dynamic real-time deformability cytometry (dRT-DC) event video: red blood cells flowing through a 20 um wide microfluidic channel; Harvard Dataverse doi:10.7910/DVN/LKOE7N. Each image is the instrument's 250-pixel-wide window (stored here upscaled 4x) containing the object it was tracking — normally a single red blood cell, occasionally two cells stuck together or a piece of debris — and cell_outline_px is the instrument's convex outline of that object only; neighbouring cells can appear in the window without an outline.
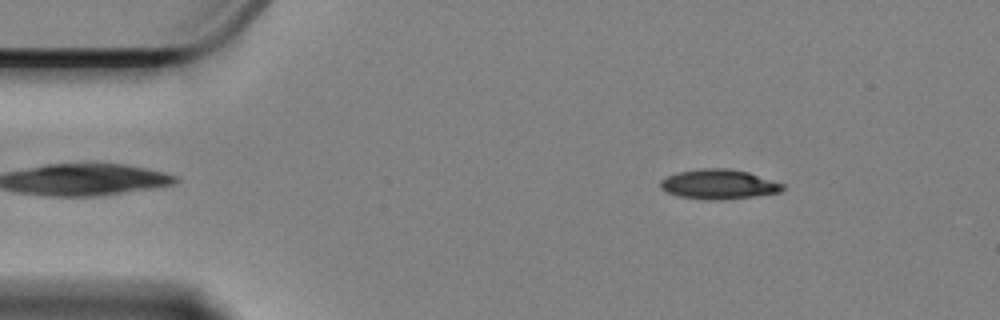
{"species": "Egyptian fruit bat (a non-hibernating species)", "species_latin": "Rousettus aegyptiacus", "temperature_condition": "cold", "stored_images_in_passage": 57, "camera_frame_rate_fps": 3000, "um_per_image_px": 0.085, "animal": {"sex": "female"}, "frame": {"image": 1, "passage_image": 7, "time_ms": 2.0, "image_size_px": [1000, 320], "cell_outline_px": [[784, 188], [780, 192], [756, 196], [720, 200], [708, 200], [680, 196], [668, 192], [660, 188], [660, 180], [676, 172], [700, 168], [728, 168], [748, 172], [784, 184]], "centroid_in_image_um": [61.09, 15.66], "position_along_channel_um": 23.9, "area_um2": 21.15}}
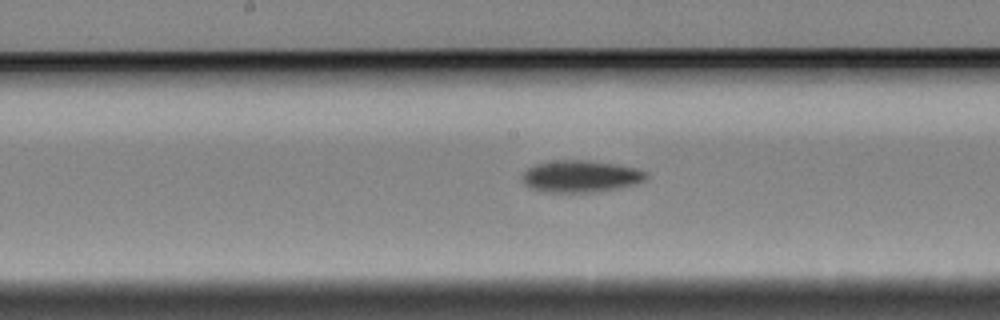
{"frame": {"image": 2, "passage_image": 28, "time_ms": 9.0, "image_size_px": [1000, 320], "cell_outline_px": [[648, 176], [644, 180], [636, 184], [596, 192], [544, 192], [532, 188], [524, 184], [524, 172], [528, 168], [536, 164], [556, 160], [584, 160], [616, 164], [636, 168], [648, 172]], "centroid_in_image_um": [49.39, 14.99], "position_along_channel_um": 198.8, "area_um2": 22.89}}
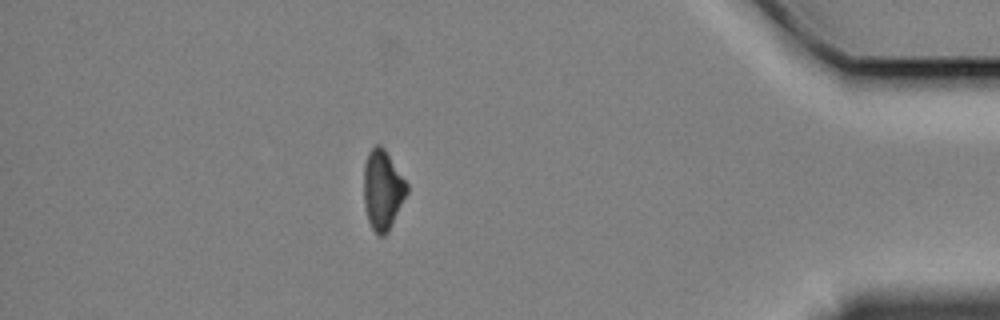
{"frame": {"image": 3, "passage_image": 50, "time_ms": 16.333, "image_size_px": [1000, 320], "cell_outline_px": [[408, 192], [388, 232], [384, 236], [380, 236], [372, 228], [368, 220], [364, 204], [364, 164], [368, 152], [376, 144], [380, 144], [384, 148], [408, 184]], "centroid_in_image_um": [32.52, 16.13], "position_along_channel_um": 402.7, "area_um2": 19.94}, "authors_computed_cell_mechanics": {"area_um2": 21.2704, "velocity_mm_per_s": 3.3823, "shape_relaxation_time_tau1_ms": 3.0114, "shape_relaxation_time_tau2_ms": null, "deformation_change_tau1": 0.135, "deformation_change_tau2": null}}